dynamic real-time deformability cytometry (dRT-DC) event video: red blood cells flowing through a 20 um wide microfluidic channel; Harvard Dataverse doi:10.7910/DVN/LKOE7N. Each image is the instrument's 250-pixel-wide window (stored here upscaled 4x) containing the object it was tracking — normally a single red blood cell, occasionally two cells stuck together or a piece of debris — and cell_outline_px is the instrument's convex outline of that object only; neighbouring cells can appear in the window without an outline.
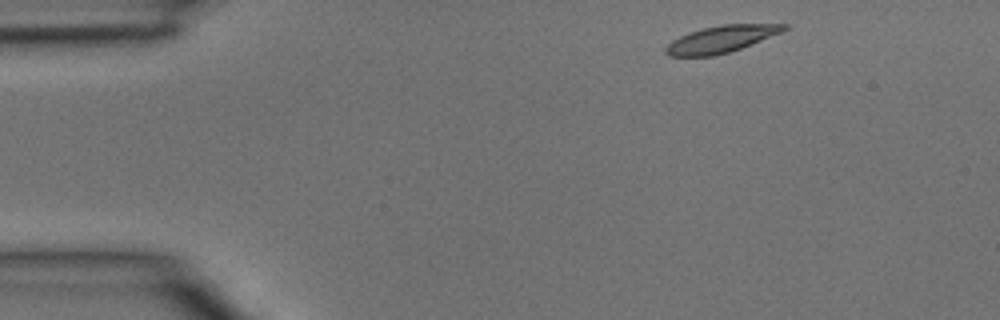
{"species": "common noctule bat (a hibernating species)", "species_latin": "Nyctalus noctula", "temperature_condition": "room temperature", "stored_images_in_passage": 3, "camera_frame_rate_fps": 3000, "um_per_image_px": 0.085, "animal": {"sex": "male", "body_mass_g": 15.6}, "frame": {"image": 1, "passage_image": 1, "time_ms": 0.0, "image_size_px": [1000, 320], "cell_outline_px": [[788, 28], [780, 32], [740, 48], [728, 52], [712, 56], [668, 56], [664, 52], [664, 48], [672, 40], [688, 32], [720, 24], [788, 24]], "centroid_in_image_um": [61.23, 3.32], "position_along_channel_um": 23.8, "area_um2": 18.26}}
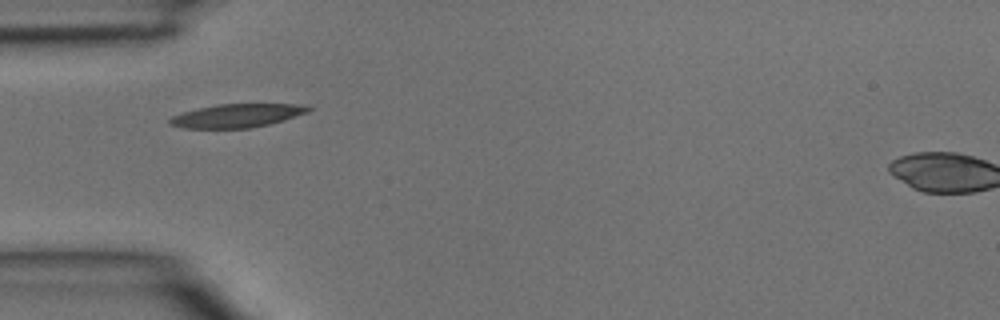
{"frame": {"image": 2, "passage_image": 3, "time_ms": 0.667, "image_size_px": [1000, 320], "cell_outline_px": [[312, 108], [308, 112], [284, 120], [268, 124], [248, 128], [184, 128], [168, 124], [168, 120], [172, 116], [184, 112], [216, 104], [308, 104]], "centroid_in_image_um": [20.17, 9.82], "position_along_channel_um": 64.8, "area_um2": 18.9}}